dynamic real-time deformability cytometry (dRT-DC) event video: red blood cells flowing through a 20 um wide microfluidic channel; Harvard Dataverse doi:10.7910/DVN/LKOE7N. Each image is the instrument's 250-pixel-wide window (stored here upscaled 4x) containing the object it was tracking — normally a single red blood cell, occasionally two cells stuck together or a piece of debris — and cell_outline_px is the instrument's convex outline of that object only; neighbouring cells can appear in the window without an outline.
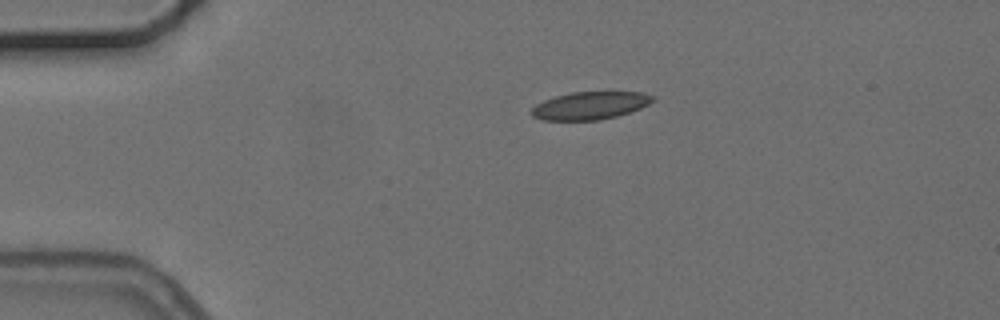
{"species": "common noctule bat (a hibernating species)", "species_latin": "Nyctalus noctula", "temperature_condition": "cold", "stored_images_in_passage": 3, "camera_frame_rate_fps": 3000, "um_per_image_px": 0.085, "animal": {"sex": "female", "body_mass_g": 24.6, "forearm_length_mm": 56.2}, "frame": {"image": 1, "passage_image": 1, "time_ms": 0.0, "image_size_px": [1000, 320], "cell_outline_px": [[656, 100], [640, 108], [616, 116], [600, 120], [540, 120], [532, 116], [528, 112], [536, 104], [544, 100], [556, 96], [572, 92], [644, 92], [656, 96]], "centroid_in_image_um": [50.15, 8.97], "position_along_channel_um": 34.9, "area_um2": 19.71}}
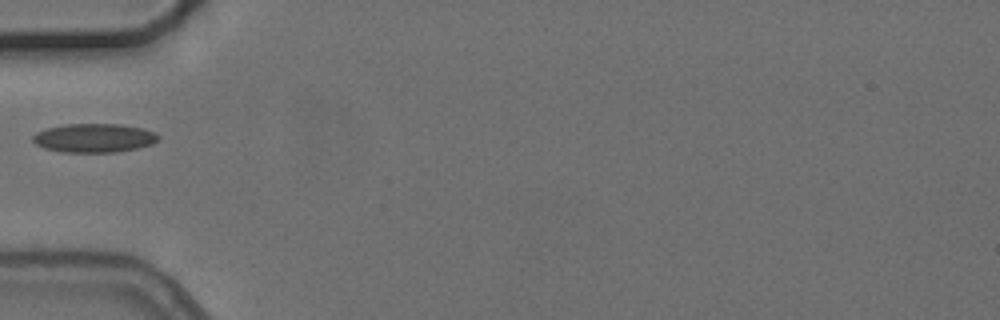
{"frame": {"image": 2, "passage_image": 3, "time_ms": 2.333, "image_size_px": [1000, 320], "cell_outline_px": [[160, 140], [152, 144], [136, 148], [116, 152], [60, 152], [44, 148], [36, 144], [32, 140], [32, 136], [36, 132], [48, 128], [64, 124], [120, 124], [140, 128], [156, 132], [160, 136]], "centroid_in_image_um": [8.0, 11.73], "position_along_channel_um": 77.0, "area_um2": 21.15}}